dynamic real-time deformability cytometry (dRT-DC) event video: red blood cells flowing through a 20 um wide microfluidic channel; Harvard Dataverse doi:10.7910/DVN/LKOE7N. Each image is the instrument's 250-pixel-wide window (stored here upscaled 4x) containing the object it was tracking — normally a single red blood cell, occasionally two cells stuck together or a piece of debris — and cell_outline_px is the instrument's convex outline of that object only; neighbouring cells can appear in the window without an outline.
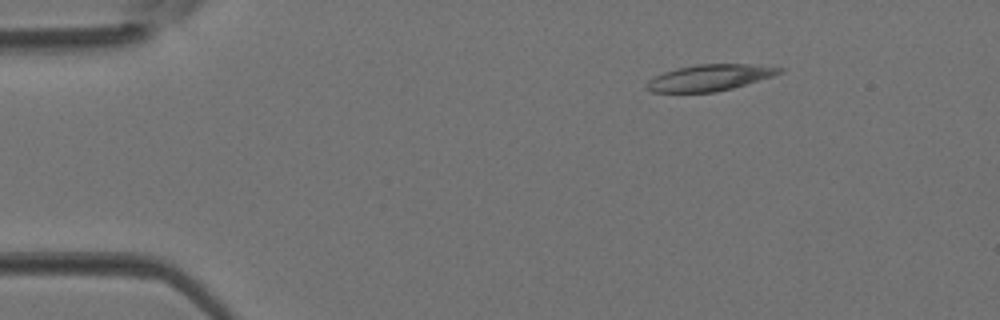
{"species": "Egyptian fruit bat (a non-hibernating species)", "species_latin": "Rousettus aegyptiacus", "temperature_condition": "room temperature", "stored_images_in_passage": 2, "camera_frame_rate_fps": 3000, "um_per_image_px": 0.085, "animal": {"sex": "female"}, "frame": {"image": 1, "passage_image": 2, "time_ms": 0.333, "image_size_px": [1000, 320], "cell_outline_px": [[784, 72], [772, 76], [732, 88], [712, 92], [652, 92], [644, 88], [644, 84], [648, 80], [664, 72], [696, 64], [748, 64], [784, 68]], "centroid_in_image_um": [60.29, 6.6], "position_along_channel_um": 24.7, "area_um2": 20.11}}